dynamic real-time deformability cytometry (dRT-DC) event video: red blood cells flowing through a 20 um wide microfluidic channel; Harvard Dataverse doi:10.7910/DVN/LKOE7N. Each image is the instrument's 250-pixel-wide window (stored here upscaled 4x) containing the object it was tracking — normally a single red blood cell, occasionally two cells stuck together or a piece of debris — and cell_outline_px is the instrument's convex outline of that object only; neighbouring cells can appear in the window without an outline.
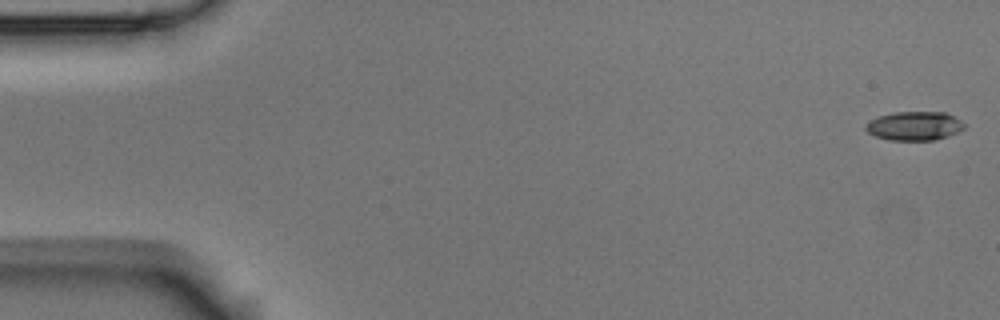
{"species": "Egyptian fruit bat (a non-hibernating species)", "species_latin": "Rousettus aegyptiacus", "temperature_condition": "room temperature", "stored_images_in_passage": 9, "camera_frame_rate_fps": 3000, "um_per_image_px": 0.085, "animal": {"sex": "male"}, "frame": {"image": 1, "passage_image": 1, "time_ms": 0.0, "image_size_px": [1000, 320], "cell_outline_px": [[964, 128], [948, 136], [932, 140], [892, 140], [876, 136], [868, 132], [864, 128], [876, 116], [892, 112], [944, 112], [960, 120], [964, 124]], "centroid_in_image_um": [77.71, 10.69], "position_along_channel_um": 7.3, "area_um2": 16.36}}